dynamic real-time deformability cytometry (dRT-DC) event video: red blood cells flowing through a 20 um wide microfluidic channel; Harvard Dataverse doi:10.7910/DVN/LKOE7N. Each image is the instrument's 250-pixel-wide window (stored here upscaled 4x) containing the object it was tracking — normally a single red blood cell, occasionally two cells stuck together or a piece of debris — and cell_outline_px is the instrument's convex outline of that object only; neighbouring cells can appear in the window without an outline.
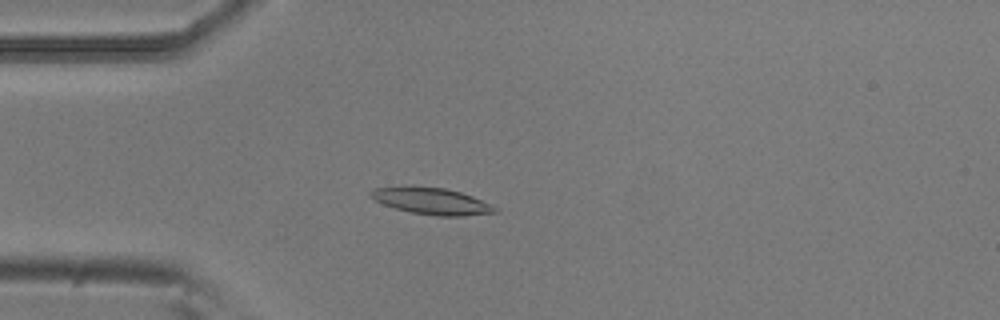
{"species": "common noctule bat (a hibernating species)", "species_latin": "Nyctalus noctula", "temperature_condition": "room temperature", "stored_images_in_passage": 40, "camera_frame_rate_fps": 3000, "um_per_image_px": 0.085, "animal": {"sex": "male", "body_mass_g": 20.5, "forearm_length_mm": 52.5}, "frame": {"image": 1, "passage_image": 1, "time_ms": 0.0, "image_size_px": [1000, 320], "cell_outline_px": [[496, 212], [464, 216], [436, 216], [412, 212], [396, 208], [384, 204], [376, 200], [368, 192], [376, 188], [412, 184], [444, 188], [460, 192], [472, 196], [496, 208]], "centroid_in_image_um": [36.63, 17.06], "position_along_channel_um": 48.4, "area_um2": 19.25}}
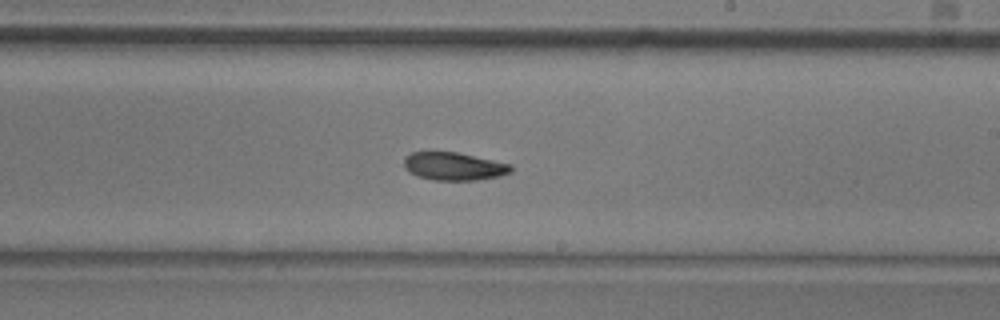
{"frame": {"image": 2, "passage_image": 18, "time_ms": 5.667, "image_size_px": [1000, 320], "cell_outline_px": [[512, 172], [500, 176], [476, 180], [436, 180], [416, 176], [408, 172], [404, 168], [404, 156], [412, 152], [456, 152], [512, 164]], "centroid_in_image_um": [38.56, 14.14], "position_along_channel_um": 250.4, "area_um2": 17.51}}
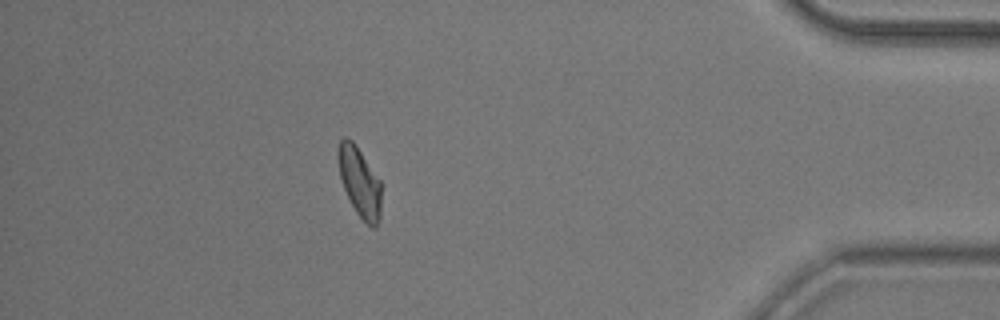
{"frame": {"image": 3, "passage_image": 34, "time_ms": 11.0, "image_size_px": [1000, 320], "cell_outline_px": [[380, 220], [376, 228], [372, 228], [356, 212], [344, 188], [340, 176], [336, 156], [340, 140], [344, 136], [348, 136], [352, 140], [380, 180]], "centroid_in_image_um": [30.55, 15.45], "position_along_channel_um": 404.7, "area_um2": 17.34}, "authors_computed_cell_mechanics": {"area_um2": 17.8024, "velocity_mm_per_s": 3.7799, "shape_relaxation_time_tau1_ms": 3.9083, "shape_relaxation_time_tau2_ms": 8.1744, "deformation_change_tau1": 0.1271, "deformation_change_tau2": 0.1359}}